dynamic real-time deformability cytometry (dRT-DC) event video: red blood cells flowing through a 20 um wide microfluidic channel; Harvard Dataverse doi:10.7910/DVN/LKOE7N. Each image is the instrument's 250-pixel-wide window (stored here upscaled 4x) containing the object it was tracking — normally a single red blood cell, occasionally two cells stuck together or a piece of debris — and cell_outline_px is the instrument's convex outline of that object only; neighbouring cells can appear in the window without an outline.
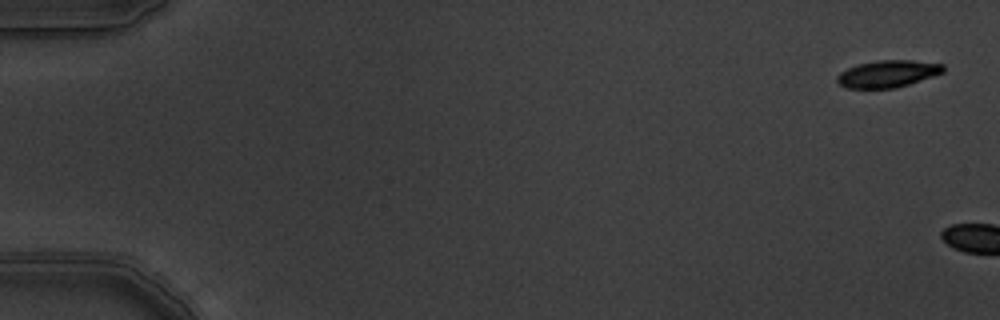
{"species": "common noctule bat (a hibernating species)", "species_latin": "Nyctalus noctula", "temperature_condition": "warm", "stored_images_in_passage": 2, "camera_frame_rate_fps": 3000, "um_per_image_px": 0.085, "animal": {"sex": "male", "body_mass_g": 19.5, "forearm_length_mm": 54.6}, "frame": {"image": 1, "passage_image": 1, "time_ms": 0.0, "image_size_px": [1000, 320], "cell_outline_px": [[944, 72], [896, 88], [848, 88], [840, 84], [836, 80], [836, 76], [840, 72], [856, 64], [876, 60], [912, 60], [944, 64]], "centroid_in_image_um": [75.44, 6.26], "position_along_channel_um": 9.6, "area_um2": 16.7}}